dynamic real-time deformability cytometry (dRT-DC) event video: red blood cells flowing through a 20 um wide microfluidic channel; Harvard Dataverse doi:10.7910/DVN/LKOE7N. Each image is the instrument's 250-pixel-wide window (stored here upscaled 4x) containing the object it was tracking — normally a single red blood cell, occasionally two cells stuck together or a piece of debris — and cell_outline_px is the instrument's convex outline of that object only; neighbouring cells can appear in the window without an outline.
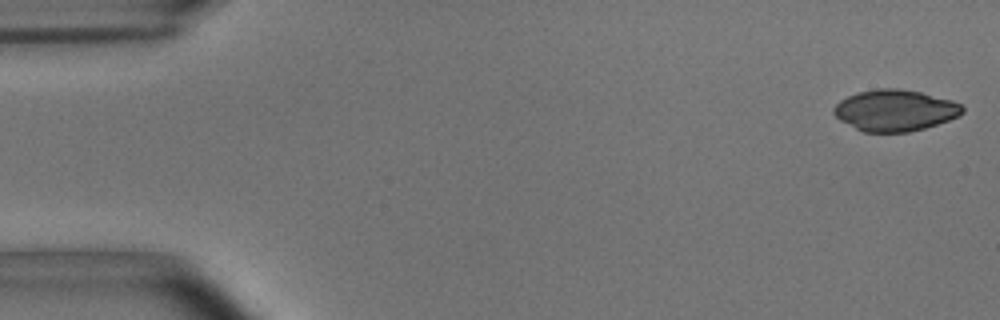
{"species": "common noctule bat (a hibernating species)", "species_latin": "Nyctalus noctula", "temperature_condition": "room temperature", "stored_images_in_passage": 53, "camera_frame_rate_fps": 3000, "um_per_image_px": 0.085, "animal": {"sex": "male", "body_mass_g": 15.6}, "frame": {"image": 1, "passage_image": 1, "time_ms": 0.0, "image_size_px": [1000, 320], "cell_outline_px": [[964, 112], [960, 116], [924, 128], [908, 132], [864, 132], [840, 120], [832, 112], [832, 108], [840, 100], [848, 96], [860, 92], [876, 88], [896, 88], [920, 92], [952, 100], [960, 104], [964, 108]], "centroid_in_image_um": [76.07, 9.38], "position_along_channel_um": 8.9, "area_um2": 30.87}}